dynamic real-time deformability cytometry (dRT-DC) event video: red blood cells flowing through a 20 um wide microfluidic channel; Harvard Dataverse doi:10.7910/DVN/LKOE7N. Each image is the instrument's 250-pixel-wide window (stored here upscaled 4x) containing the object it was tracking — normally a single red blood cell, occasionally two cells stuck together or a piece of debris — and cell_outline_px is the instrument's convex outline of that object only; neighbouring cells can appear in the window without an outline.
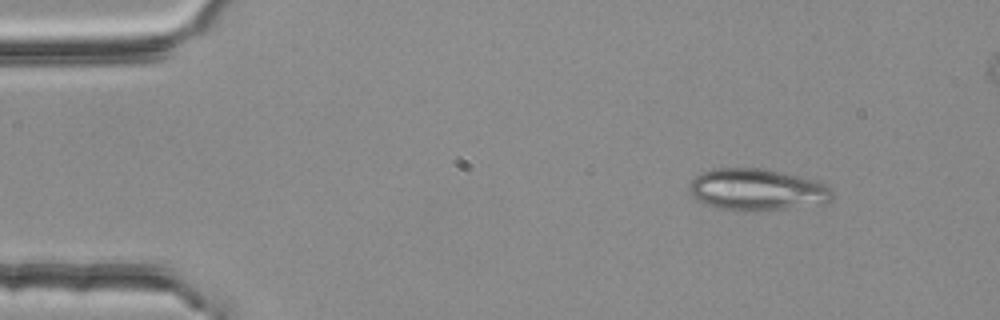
{"species": "common noctule bat (a hibernating species)", "species_latin": "Nyctalus noctula", "temperature_condition": "room temperature", "stored_images_in_passage": 3, "camera_frame_rate_fps": 3000, "um_per_image_px": 0.085, "animal": {"sex": "female", "body_mass_g": 25.1}, "frame": {"image": 1, "passage_image": 1, "time_ms": 0.0, "image_size_px": [1000, 320], "cell_outline_px": [[832, 200], [824, 204], [784, 208], [716, 208], [704, 204], [696, 200], [692, 196], [688, 188], [688, 184], [700, 172], [712, 168], [760, 168], [780, 172], [812, 180], [824, 184], [832, 192]], "centroid_in_image_um": [64.28, 16.08], "position_along_channel_um": 20.7, "area_um2": 33.87}}